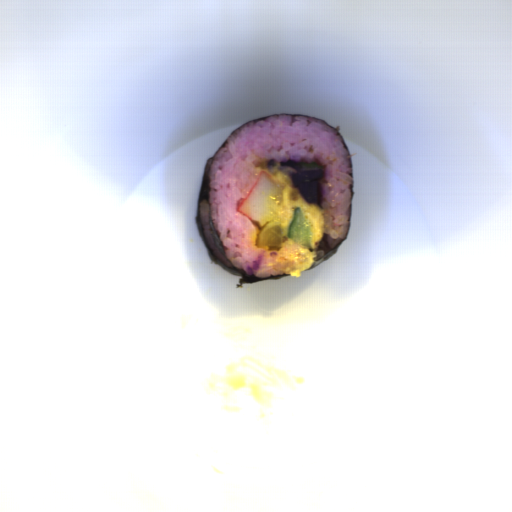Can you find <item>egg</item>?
I'll return each instance as SVG.
<instances>
[{"label":"egg","instance_id":"1","mask_svg":"<svg viewBox=\"0 0 512 512\" xmlns=\"http://www.w3.org/2000/svg\"><path fill=\"white\" fill-rule=\"evenodd\" d=\"M271 179L282 187L283 200L279 203L276 213L268 223H280L282 227L289 228L296 208H301L311 229L312 249L317 248L323 241L325 232V221L322 208L308 204L304 200L301 191L295 187L292 179L284 173L281 172L276 174L271 177Z\"/></svg>","mask_w":512,"mask_h":512}]
</instances>
